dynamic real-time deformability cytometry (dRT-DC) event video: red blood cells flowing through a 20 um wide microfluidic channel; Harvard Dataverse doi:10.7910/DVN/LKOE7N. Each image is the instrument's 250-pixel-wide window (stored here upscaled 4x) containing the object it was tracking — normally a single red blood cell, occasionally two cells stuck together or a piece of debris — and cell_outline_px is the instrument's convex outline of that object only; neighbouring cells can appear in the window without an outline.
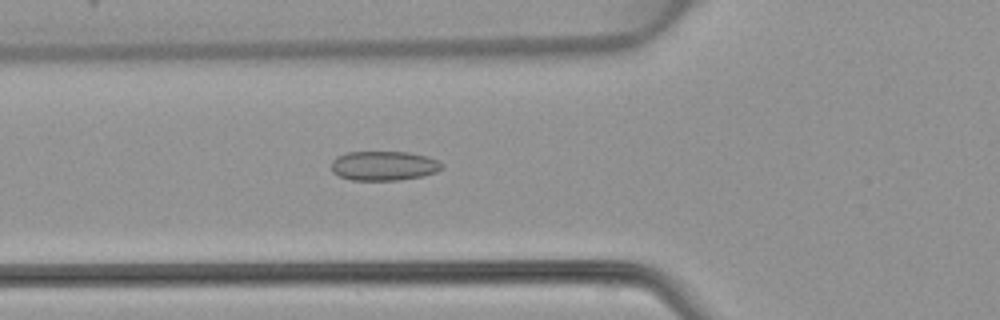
{"species": "common noctule bat (a hibernating species)", "species_latin": "Nyctalus noctula", "temperature_condition": "warm", "stored_images_in_passage": 45, "camera_frame_rate_fps": 3000, "um_per_image_px": 0.085, "animal": {"sex": "female", "body_mass_g": 22.7, "forearm_length_mm": 54.2}, "frame": {"image": 1, "passage_image": 14, "time_ms": 4.333, "image_size_px": [1000, 320], "cell_outline_px": [[444, 168], [436, 172], [420, 176], [400, 180], [352, 180], [340, 176], [332, 172], [332, 160], [336, 156], [348, 152], [408, 152], [428, 156], [444, 164]], "centroid_in_image_um": [32.63, 14.08], "position_along_channel_um": 93.2, "area_um2": 19.02}}
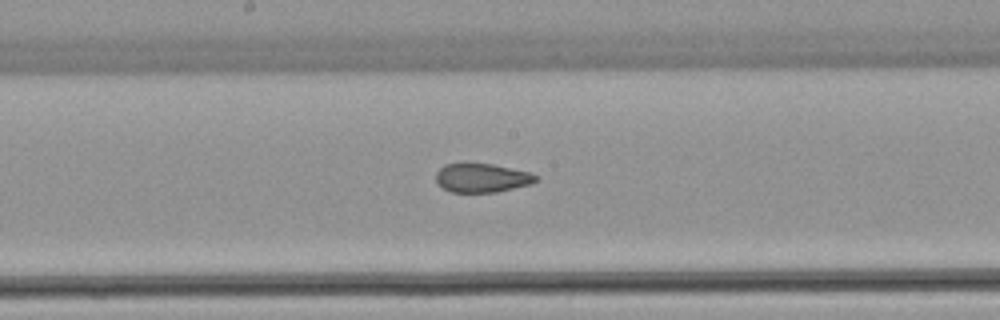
{"frame": {"image": 2, "passage_image": 22, "time_ms": 7.0, "image_size_px": [1000, 320], "cell_outline_px": [[536, 180], [532, 184], [496, 192], [452, 192], [436, 184], [436, 172], [444, 164], [464, 160], [492, 164], [528, 172], [536, 176]], "centroid_in_image_um": [40.87, 15.08], "position_along_channel_um": 207.3, "area_um2": 17.28}}
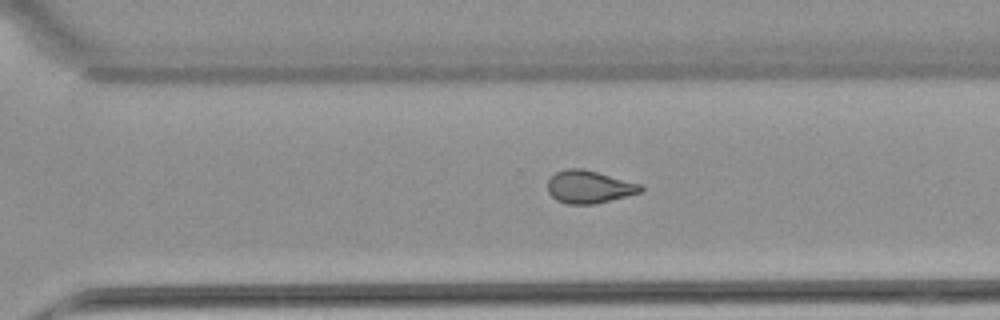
{"frame": {"image": 3, "passage_image": 30, "time_ms": 9.667, "image_size_px": [1000, 320], "cell_outline_px": [[644, 192], [592, 204], [568, 204], [556, 200], [548, 192], [548, 180], [556, 172], [568, 168], [580, 168], [596, 172], [640, 184], [644, 188]], "centroid_in_image_um": [50.07, 15.89], "position_along_channel_um": 320.5, "area_um2": 17.51}}